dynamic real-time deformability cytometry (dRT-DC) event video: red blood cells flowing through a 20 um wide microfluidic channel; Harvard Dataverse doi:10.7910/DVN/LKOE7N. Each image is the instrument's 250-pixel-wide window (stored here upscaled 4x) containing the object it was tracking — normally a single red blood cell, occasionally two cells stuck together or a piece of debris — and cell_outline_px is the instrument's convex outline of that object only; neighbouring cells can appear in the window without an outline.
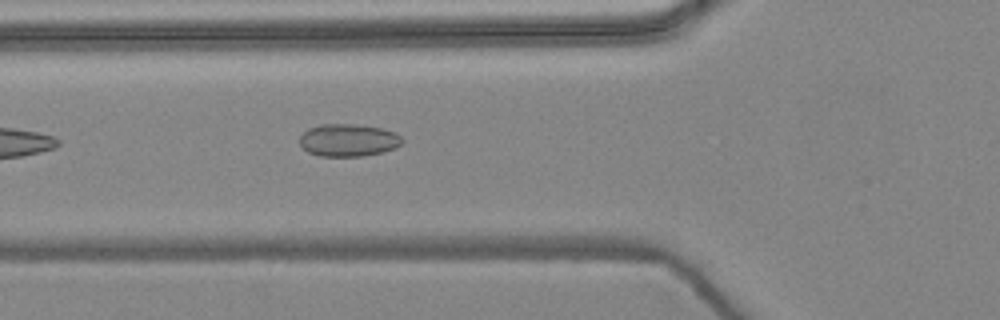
{"species": "common noctule bat (a hibernating species)", "species_latin": "Nyctalus noctula", "temperature_condition": "warm", "stored_images_in_passage": 6, "camera_frame_rate_fps": 3000, "um_per_image_px": 0.085, "animal": {"sex": "female", "body_mass_g": 24.6, "forearm_length_mm": 56.2}, "frame": {"image": 1, "passage_image": 6, "time_ms": 1.667, "image_size_px": [1000, 320], "cell_outline_px": [[404, 140], [396, 148], [380, 152], [360, 156], [320, 156], [308, 152], [300, 144], [300, 136], [308, 128], [320, 124], [352, 124], [380, 128], [396, 132]], "centroid_in_image_um": [29.6, 11.91], "position_along_channel_um": 96.2, "area_um2": 19.31}}